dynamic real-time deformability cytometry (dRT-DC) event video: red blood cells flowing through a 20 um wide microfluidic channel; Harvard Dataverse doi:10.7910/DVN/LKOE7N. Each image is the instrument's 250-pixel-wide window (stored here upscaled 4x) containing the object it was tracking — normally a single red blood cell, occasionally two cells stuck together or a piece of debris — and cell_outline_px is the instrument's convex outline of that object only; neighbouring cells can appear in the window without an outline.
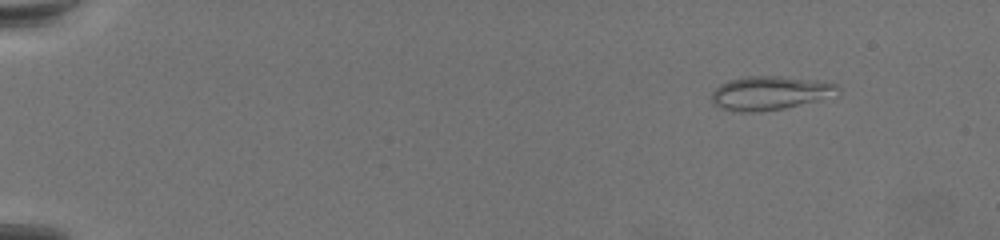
{"species": "common noctule bat (a hibernating species)", "species_latin": "Nyctalus noctula", "temperature_condition": "warm", "stored_images_in_passage": 62, "camera_frame_rate_fps": 3000, "um_per_image_px": 0.085, "animal": {"sex": "female", "body_mass_g": 19.5, "forearm_length_mm": 54.1}, "frame": {"image": 1, "passage_image": 1, "time_ms": 0.0, "image_size_px": [1000, 240], "cell_outline_px": [[840, 92], [816, 100], [784, 108], [756, 112], [740, 112], [720, 108], [712, 104], [712, 92], [720, 84], [728, 80], [748, 76], [780, 76], [816, 80], [836, 84], [840, 88]], "centroid_in_image_um": [65.39, 7.9], "position_along_channel_um": 19.6, "area_um2": 24.62}}
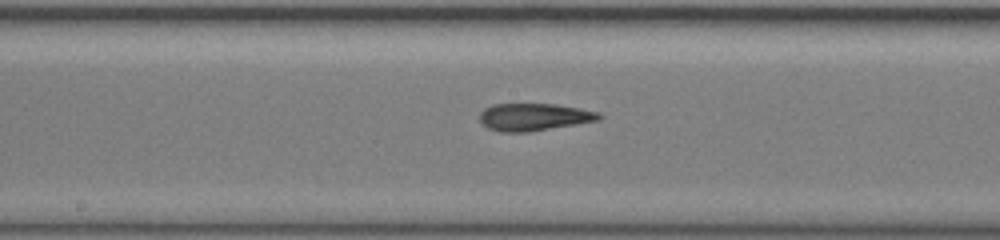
{"frame": {"image": 2, "passage_image": 32, "time_ms": 10.333, "image_size_px": [1000, 240], "cell_outline_px": [[604, 116], [600, 120], [528, 132], [500, 132], [488, 128], [480, 120], [480, 112], [484, 108], [492, 104], [552, 104], [600, 112]], "centroid_in_image_um": [45.38, 9.94], "position_along_channel_um": 202.8, "area_um2": 18.96}}
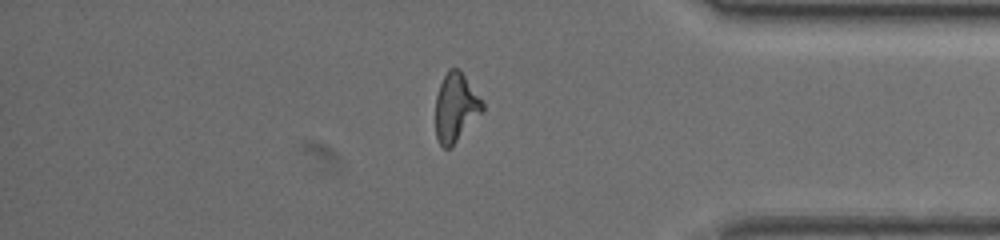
{"frame": {"image": 3, "passage_image": 52, "time_ms": 17.0, "image_size_px": [1000, 240], "cell_outline_px": [[484, 112], [448, 148], [444, 148], [440, 144], [436, 136], [436, 96], [440, 84], [448, 68], [460, 68], [484, 104]], "centroid_in_image_um": [38.74, 9.09], "position_along_channel_um": 396.5, "area_um2": 18.55}}